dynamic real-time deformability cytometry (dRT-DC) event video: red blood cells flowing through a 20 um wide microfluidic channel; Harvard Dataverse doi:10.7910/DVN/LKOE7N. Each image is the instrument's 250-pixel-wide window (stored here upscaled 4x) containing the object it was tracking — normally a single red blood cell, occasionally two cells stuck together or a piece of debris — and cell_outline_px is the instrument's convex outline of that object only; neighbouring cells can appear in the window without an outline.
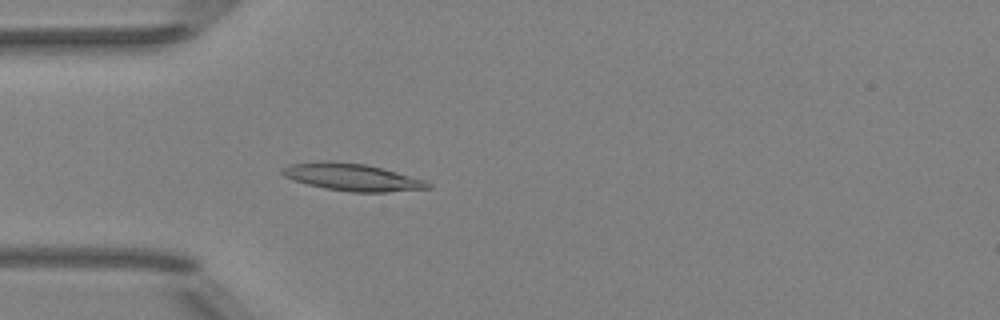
{"species": "Egyptian fruit bat (a non-hibernating species)", "species_latin": "Rousettus aegyptiacus", "temperature_condition": "room temperature", "stored_images_in_passage": 50, "camera_frame_rate_fps": 3000, "um_per_image_px": 0.085, "animal": {"sex": "female"}, "frame": {"image": 1, "passage_image": 14, "time_ms": 4.333, "image_size_px": [1000, 320], "cell_outline_px": [[432, 188], [388, 192], [352, 192], [324, 188], [292, 180], [284, 176], [280, 172], [280, 168], [288, 164], [320, 160], [324, 160], [364, 164], [384, 168], [424, 180], [432, 184]], "centroid_in_image_um": [29.89, 15.05], "position_along_channel_um": 55.1, "area_um2": 23.35}}
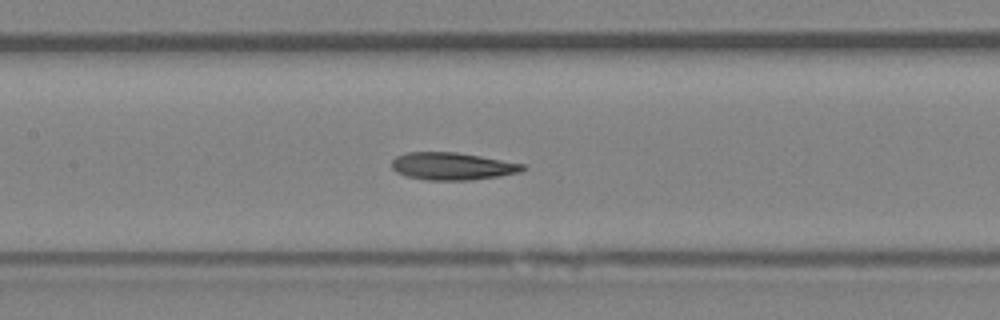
{"frame": {"image": 2, "passage_image": 23, "time_ms": 7.333, "image_size_px": [1000, 320], "cell_outline_px": [[528, 168], [524, 172], [500, 176], [472, 180], [424, 180], [408, 176], [396, 172], [392, 168], [392, 160], [396, 156], [404, 152], [456, 152], [480, 156], [524, 164]], "centroid_in_image_um": [38.48, 14.13], "position_along_channel_um": 168.9, "area_um2": 21.15}}
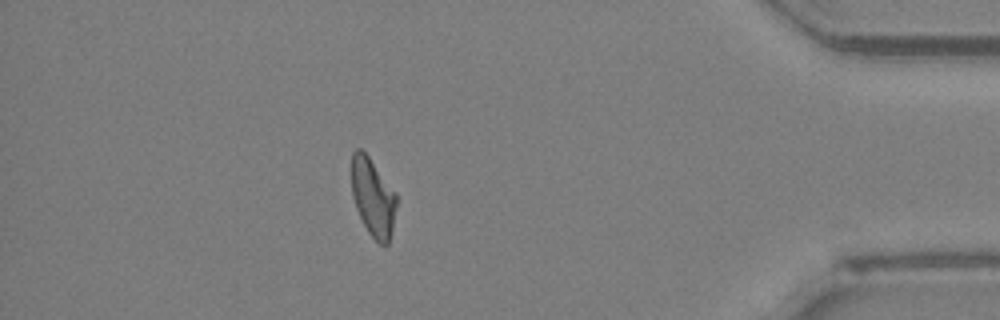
{"frame": {"image": 3, "passage_image": 44, "time_ms": 14.333, "image_size_px": [1000, 320], "cell_outline_px": [[396, 204], [392, 228], [388, 244], [380, 244], [368, 232], [356, 208], [352, 196], [352, 152], [356, 148], [360, 148], [368, 156], [396, 192]], "centroid_in_image_um": [31.69, 16.75], "position_along_channel_um": 403.5, "area_um2": 20.11}, "authors_computed_cell_mechanics": {"area_um2": 21.1548, "velocity_mm_per_s": 4.0021, "shape_relaxation_time_tau1_ms": 4.8649, "shape_relaxation_time_tau2_ms": 3.7545, "deformation_change_tau1": 0.1475, "deformation_change_tau2": 0.112}}